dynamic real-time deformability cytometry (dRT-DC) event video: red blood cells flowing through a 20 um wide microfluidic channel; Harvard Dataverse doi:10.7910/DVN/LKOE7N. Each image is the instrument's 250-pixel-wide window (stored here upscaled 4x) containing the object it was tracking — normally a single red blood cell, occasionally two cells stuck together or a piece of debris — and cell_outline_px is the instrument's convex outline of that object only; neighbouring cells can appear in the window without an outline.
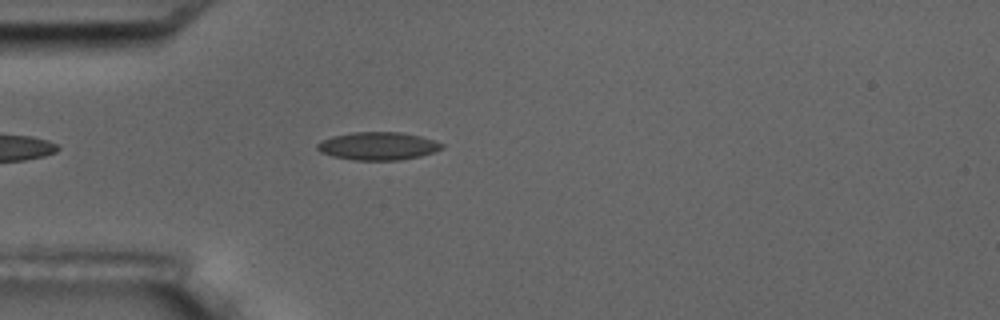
{"species": "common noctule bat (a hibernating species)", "species_latin": "Nyctalus noctula", "temperature_condition": "room temperature", "stored_images_in_passage": 2, "camera_frame_rate_fps": 3000, "um_per_image_px": 0.085, "animal": {"sex": "male", "body_mass_g": 17.5, "forearm_length_mm": 52.3}, "frame": {"image": 1, "passage_image": 2, "time_ms": 1.333, "image_size_px": [1000, 320], "cell_outline_px": [[444, 148], [420, 156], [400, 160], [352, 160], [332, 156], [320, 152], [316, 148], [316, 144], [332, 136], [352, 132], [400, 132], [420, 136], [444, 144]], "centroid_in_image_um": [32.11, 12.41], "position_along_channel_um": 52.9, "area_um2": 20.23}}